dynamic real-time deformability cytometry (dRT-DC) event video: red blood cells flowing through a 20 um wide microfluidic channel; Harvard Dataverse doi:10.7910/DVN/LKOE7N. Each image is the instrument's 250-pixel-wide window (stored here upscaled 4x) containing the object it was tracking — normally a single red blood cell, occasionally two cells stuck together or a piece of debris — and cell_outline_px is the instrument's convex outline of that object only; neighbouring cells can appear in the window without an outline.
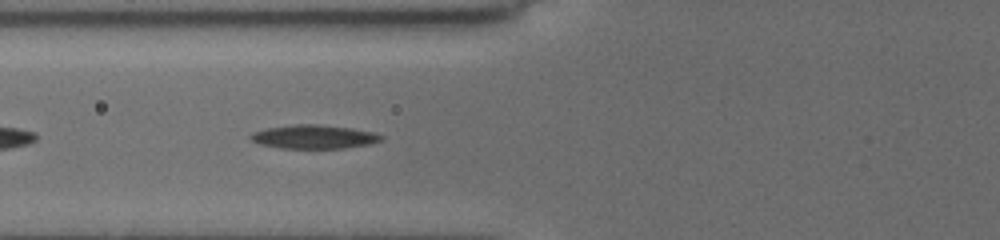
{"species": "common noctule bat (a hibernating species)", "species_latin": "Nyctalus noctula", "temperature_condition": "cold", "stored_images_in_passage": 39, "camera_frame_rate_fps": 3000, "um_per_image_px": 0.085, "animal": {"sex": "female", "body_mass_g": 19.5, "forearm_length_mm": 54.1}, "frame": {"image": 1, "passage_image": 7, "time_ms": 1.333, "image_size_px": [1000, 240], "cell_outline_px": [[384, 140], [368, 144], [344, 148], [280, 148], [260, 144], [252, 140], [248, 136], [264, 128], [292, 124], [320, 124], [352, 128], [372, 132], [384, 136]], "centroid_in_image_um": [26.69, 11.62], "position_along_channel_um": 99.1, "area_um2": 18.09}}
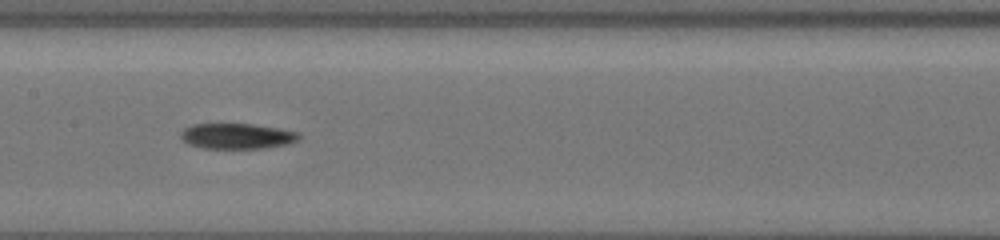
{"frame": {"image": 2, "passage_image": 16, "time_ms": 3.667, "image_size_px": [1000, 240], "cell_outline_px": [[300, 136], [296, 140], [288, 144], [264, 148], [204, 148], [188, 144], [180, 136], [180, 132], [184, 128], [192, 124], [252, 124], [276, 128], [296, 132]], "centroid_in_image_um": [20.09, 11.57], "position_along_channel_um": 187.3, "area_um2": 17.34}}
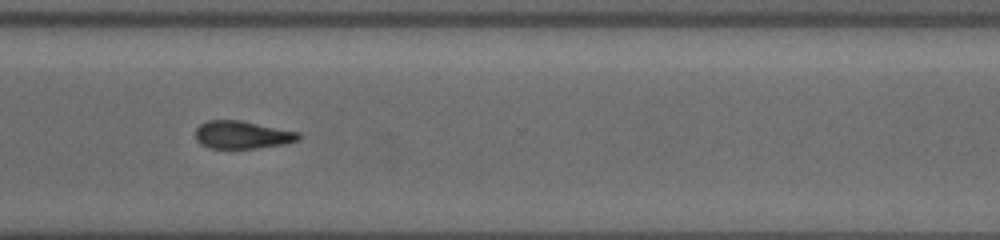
{"frame": {"image": 3, "passage_image": 34, "time_ms": 8.0, "image_size_px": [1000, 240], "cell_outline_px": [[304, 136], [300, 140], [284, 144], [256, 148], [208, 148], [200, 144], [196, 140], [196, 128], [200, 124], [208, 120], [240, 120], [300, 132]], "centroid_in_image_um": [20.62, 11.46], "position_along_channel_um": 350.0, "area_um2": 16.88}, "authors_computed_cell_mechanics": {"area_um2": 17.6868, "velocity_mm_per_s": 3.7612, "shape_relaxation_time_tau1_ms": 4.8821, "shape_relaxation_time_tau2_ms": null, "deformation_change_tau1": 0.137, "deformation_change_tau2": null}}